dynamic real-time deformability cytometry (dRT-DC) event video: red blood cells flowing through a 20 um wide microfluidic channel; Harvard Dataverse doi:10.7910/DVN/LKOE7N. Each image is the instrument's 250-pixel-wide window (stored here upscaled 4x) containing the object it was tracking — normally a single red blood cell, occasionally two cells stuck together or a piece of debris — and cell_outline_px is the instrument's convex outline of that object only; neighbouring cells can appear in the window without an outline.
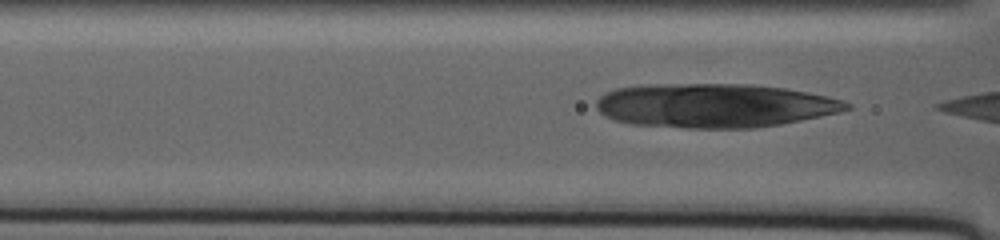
{"species": "human", "species_latin": "Homo sapiens", "temperature_condition": "warm", "stored_images_in_passage": 9, "camera_frame_rate_fps": 3000, "um_per_image_px": 0.085, "donor": {"sex": "male"}, "frame": {"image": 1, "passage_image": 4, "time_ms": 0.667, "image_size_px": [1000, 240], "cell_outline_px": [[852, 108], [840, 112], [780, 124], [756, 128], [688, 128], [628, 124], [604, 116], [596, 108], [596, 100], [604, 92], [616, 88], [644, 84], [752, 84], [784, 88], [828, 96], [844, 100], [852, 104]], "centroid_in_image_um": [60.7, 8.97], "position_along_channel_um": 105.9, "area_um2": 64.68}}